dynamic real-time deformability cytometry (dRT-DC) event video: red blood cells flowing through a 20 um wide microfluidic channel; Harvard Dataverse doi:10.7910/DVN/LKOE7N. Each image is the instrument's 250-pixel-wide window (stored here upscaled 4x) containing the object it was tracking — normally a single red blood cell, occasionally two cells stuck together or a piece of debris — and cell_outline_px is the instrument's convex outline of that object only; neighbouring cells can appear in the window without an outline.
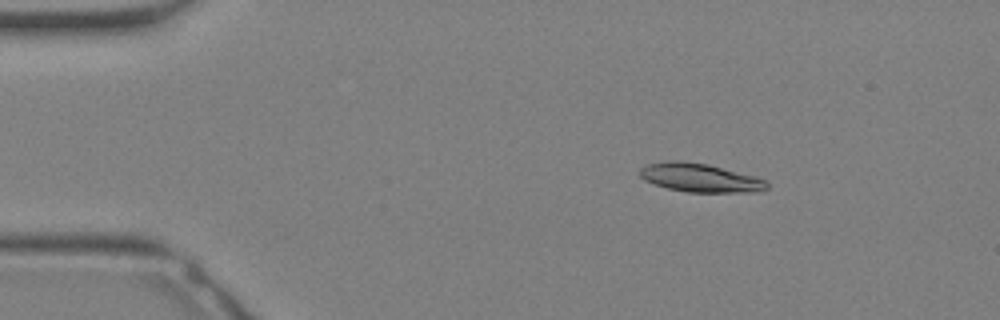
{"species": "Egyptian fruit bat (a non-hibernating species)", "species_latin": "Rousettus aegyptiacus", "temperature_condition": "warm", "stored_images_in_passage": 32, "camera_frame_rate_fps": 3000, "um_per_image_px": 0.085, "animal": {"sex": "female"}, "frame": {"image": 1, "passage_image": 5, "time_ms": 1.333, "image_size_px": [1000, 320], "cell_outline_px": [[768, 188], [760, 192], [688, 192], [668, 188], [644, 180], [640, 176], [640, 168], [648, 164], [676, 160], [708, 164], [756, 176], [764, 180], [768, 184]], "centroid_in_image_um": [59.55, 15.11], "position_along_channel_um": 25.5, "area_um2": 21.04}}
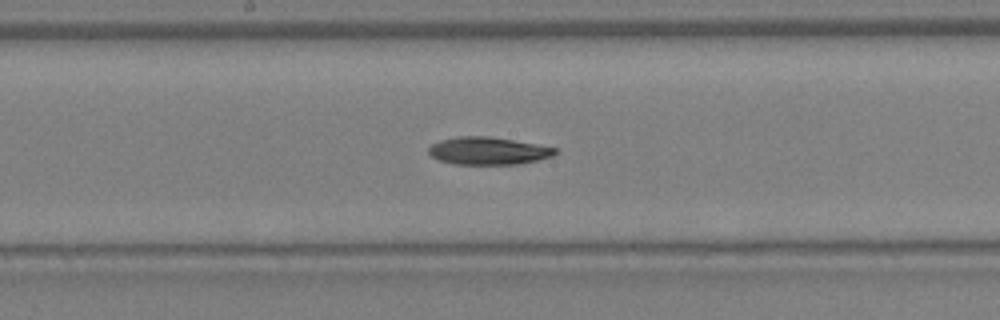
{"frame": {"image": 2, "passage_image": 17, "time_ms": 5.333, "image_size_px": [1000, 320], "cell_outline_px": [[556, 152], [552, 156], [536, 160], [516, 164], [456, 164], [440, 160], [432, 156], [428, 152], [428, 148], [432, 144], [440, 140], [456, 136], [488, 136], [536, 144], [556, 148]], "centroid_in_image_um": [41.45, 12.81], "position_along_channel_um": 206.7, "area_um2": 20.06}}
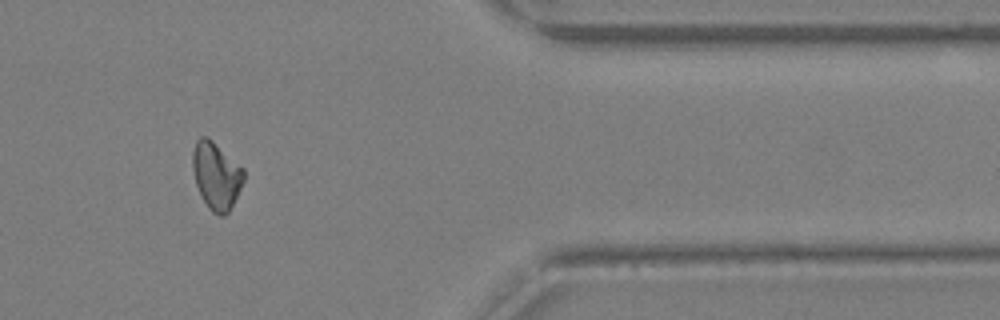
{"frame": {"image": 3, "passage_image": 27, "time_ms": 8.667, "image_size_px": [1000, 320], "cell_outline_px": [[244, 180], [228, 212], [224, 216], [220, 216], [212, 212], [208, 208], [196, 184], [192, 168], [192, 152], [196, 140], [200, 136], [208, 136], [244, 168]], "centroid_in_image_um": [18.37, 14.89], "position_along_channel_um": 393.0, "area_um2": 20.0}}